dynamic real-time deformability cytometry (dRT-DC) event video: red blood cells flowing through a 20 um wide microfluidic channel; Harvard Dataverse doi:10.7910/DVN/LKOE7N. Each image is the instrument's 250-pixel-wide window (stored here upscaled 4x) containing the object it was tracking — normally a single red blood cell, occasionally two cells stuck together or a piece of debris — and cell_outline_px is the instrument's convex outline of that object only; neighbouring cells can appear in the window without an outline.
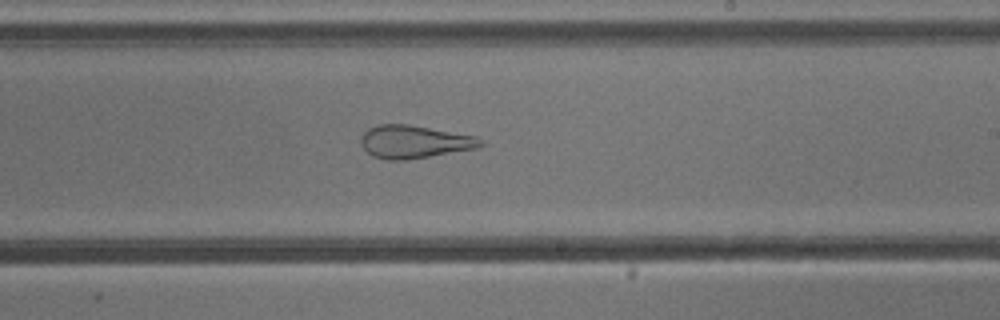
{"species": "common noctule bat (a hibernating species)", "species_latin": "Nyctalus noctula", "temperature_condition": "cold", "stored_images_in_passage": 38, "camera_frame_rate_fps": 3000, "um_per_image_px": 0.085, "animal": {"sex": "male", "body_mass_g": 13.3}, "frame": {"image": 1, "passage_image": 32, "time_ms": 10.333, "image_size_px": [1000, 320], "cell_outline_px": [[484, 144], [476, 148], [404, 160], [388, 160], [372, 156], [360, 144], [360, 140], [364, 132], [368, 128], [380, 124], [408, 124], [476, 136], [484, 140]], "centroid_in_image_um": [35.19, 12.04], "position_along_channel_um": 253.8, "area_um2": 22.77}}